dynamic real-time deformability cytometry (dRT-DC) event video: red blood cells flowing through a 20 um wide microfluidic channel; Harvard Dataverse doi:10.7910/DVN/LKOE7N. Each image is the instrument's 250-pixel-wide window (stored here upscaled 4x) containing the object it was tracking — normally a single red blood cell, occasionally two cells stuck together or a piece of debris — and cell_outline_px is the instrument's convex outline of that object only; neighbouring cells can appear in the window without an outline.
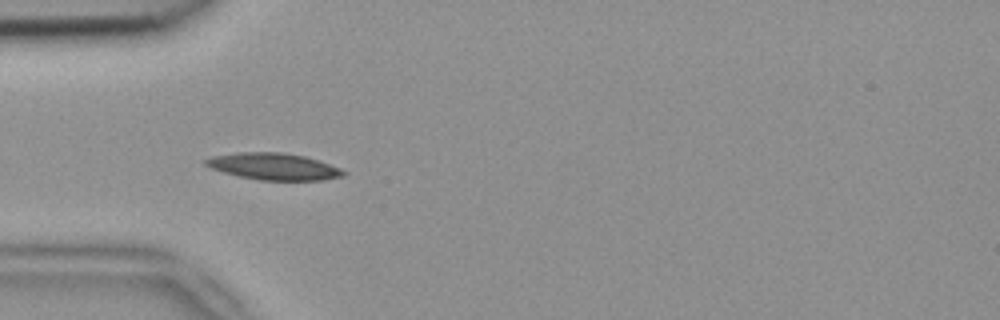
{"species": "common noctule bat (a hibernating species)", "species_latin": "Nyctalus noctula", "temperature_condition": "room temperature", "stored_images_in_passage": 8, "camera_frame_rate_fps": 3000, "um_per_image_px": 0.085, "animal": {"sex": "female", "body_mass_g": 18.4}, "frame": {"image": 1, "passage_image": 5, "time_ms": 1.333, "image_size_px": [1000, 320], "cell_outline_px": [[348, 172], [344, 176], [324, 180], [260, 180], [240, 176], [224, 172], [212, 168], [204, 164], [204, 160], [212, 156], [236, 152], [284, 152], [304, 156], [340, 168]], "centroid_in_image_um": [23.27, 14.14], "position_along_channel_um": 61.7, "area_um2": 21.39}}
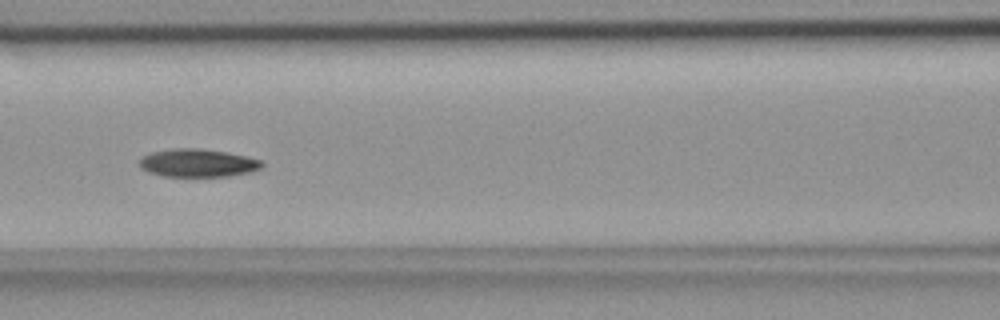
{"frame": {"image": 2, "passage_image": 7, "time_ms": 2.0, "image_size_px": [1000, 320], "cell_outline_px": [[264, 164], [260, 168], [252, 172], [228, 176], [164, 176], [148, 172], [140, 168], [140, 156], [152, 152], [172, 148], [200, 148], [224, 152], [244, 156], [260, 160]], "centroid_in_image_um": [16.77, 13.85], "position_along_channel_um": 149.8, "area_um2": 19.94}}
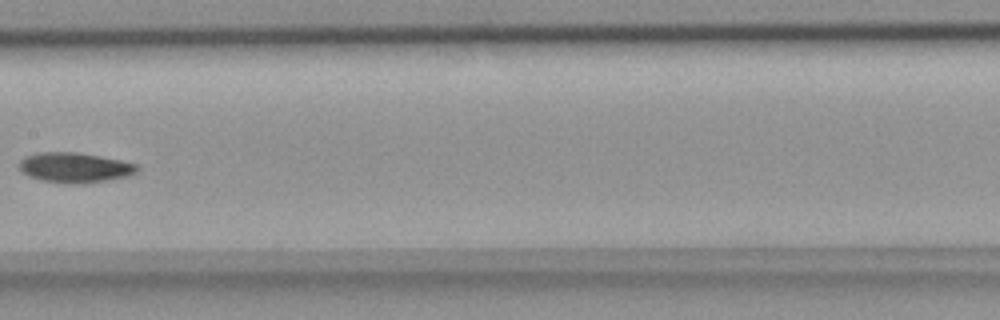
{"frame": {"image": 3, "passage_image": 8, "time_ms": 2.333, "image_size_px": [1000, 320], "cell_outline_px": [[136, 172], [128, 176], [84, 184], [64, 184], [44, 180], [28, 176], [16, 164], [24, 156], [36, 152], [76, 152], [100, 156], [120, 160], [136, 164]], "centroid_in_image_um": [6.3, 14.24], "position_along_channel_um": 201.1, "area_um2": 20.69}}